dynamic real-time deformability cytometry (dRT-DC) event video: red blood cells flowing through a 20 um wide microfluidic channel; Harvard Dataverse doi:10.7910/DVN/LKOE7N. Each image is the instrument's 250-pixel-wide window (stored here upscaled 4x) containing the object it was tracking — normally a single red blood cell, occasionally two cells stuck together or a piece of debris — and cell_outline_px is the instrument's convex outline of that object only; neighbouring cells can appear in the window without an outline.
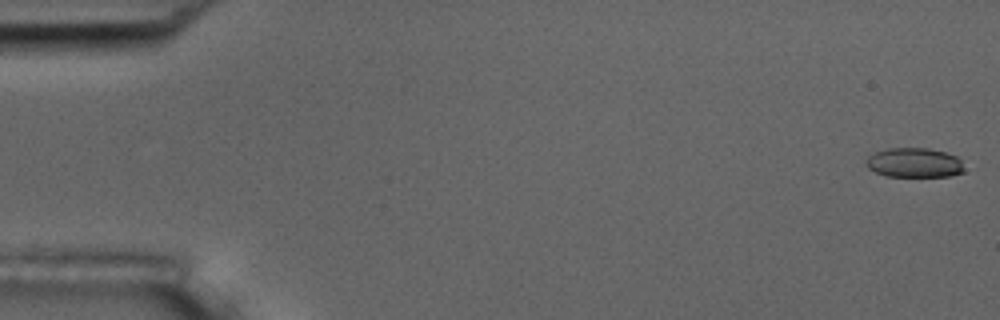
{"species": "common noctule bat (a hibernating species)", "species_latin": "Nyctalus noctula", "temperature_condition": "room temperature", "stored_images_in_passage": 55, "camera_frame_rate_fps": 3000, "um_per_image_px": 0.085, "animal": {"sex": "male", "body_mass_g": 17.5, "forearm_length_mm": 52.3}, "frame": {"image": 1, "passage_image": 1, "time_ms": 0.0, "image_size_px": [1000, 320], "cell_outline_px": [[964, 172], [948, 176], [888, 176], [876, 172], [868, 168], [864, 164], [864, 160], [868, 156], [876, 152], [888, 148], [928, 148], [944, 152], [956, 156], [960, 160], [964, 168]], "centroid_in_image_um": [77.68, 13.83], "position_along_channel_um": 7.3, "area_um2": 16.88}}
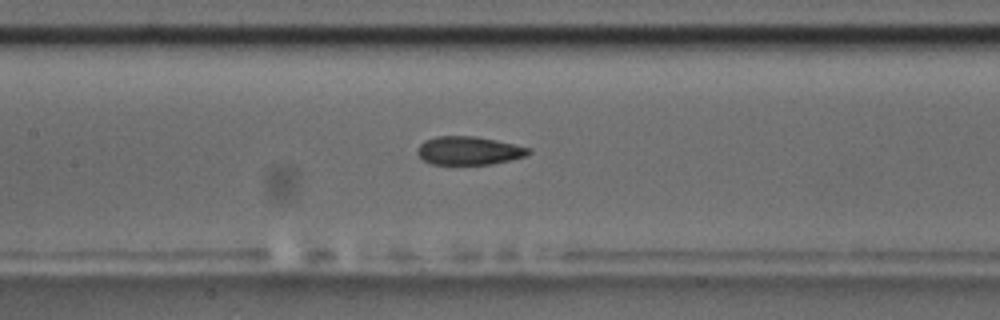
{"frame": {"image": 2, "passage_image": 26, "time_ms": 8.333, "image_size_px": [1000, 320], "cell_outline_px": [[532, 152], [524, 156], [492, 164], [432, 164], [424, 160], [416, 152], [420, 144], [424, 140], [436, 136], [476, 136], [496, 140], [532, 148]], "centroid_in_image_um": [39.85, 12.79], "position_along_channel_um": 167.5, "area_um2": 18.32}}
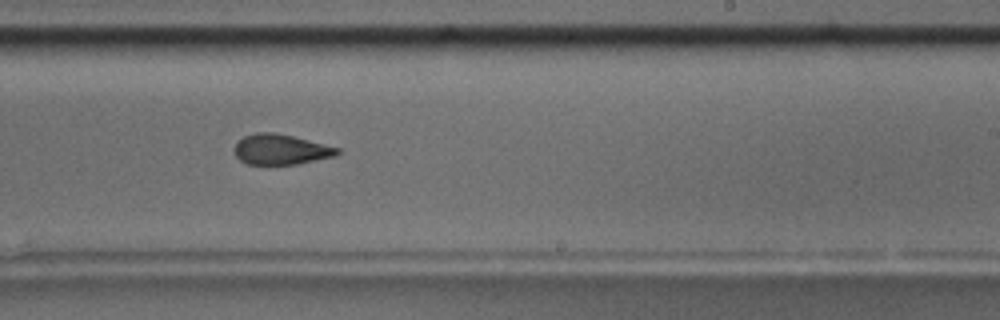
{"frame": {"image": 3, "passage_image": 34, "time_ms": 11.0, "image_size_px": [1000, 320], "cell_outline_px": [[340, 152], [336, 156], [296, 164], [248, 164], [240, 160], [232, 152], [232, 148], [244, 136], [256, 132], [272, 132], [292, 136], [340, 148]], "centroid_in_image_um": [23.84, 12.7], "position_along_channel_um": 265.2, "area_um2": 18.15}, "authors_computed_cell_mechanics": {"area_um2": 19.0162, "velocity_mm_per_s": 3.6707, "shape_relaxation_time_tau1_ms": null, "shape_relaxation_time_tau2_ms": 3.924, "deformation_change_tau1": null, "deformation_change_tau2": 0.0908}}